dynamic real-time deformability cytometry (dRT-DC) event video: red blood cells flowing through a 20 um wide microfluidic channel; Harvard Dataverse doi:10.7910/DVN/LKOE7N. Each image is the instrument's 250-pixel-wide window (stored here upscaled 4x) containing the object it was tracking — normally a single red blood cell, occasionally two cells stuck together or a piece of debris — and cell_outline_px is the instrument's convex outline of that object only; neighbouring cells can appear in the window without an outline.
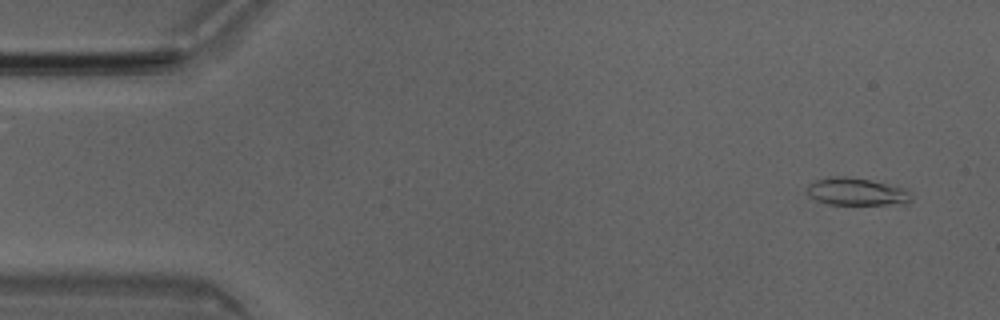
{"species": "Egyptian fruit bat (a non-hibernating species)", "species_latin": "Rousettus aegyptiacus", "temperature_condition": "room temperature", "stored_images_in_passage": 48, "camera_frame_rate_fps": 3000, "um_per_image_px": 0.085, "animal": {"sex": "male"}, "frame": {"image": 1, "passage_image": 1, "time_ms": 0.0, "image_size_px": [1000, 320], "cell_outline_px": [[912, 204], [828, 204], [816, 200], [808, 196], [808, 184], [812, 180], [832, 176], [848, 176], [868, 180], [904, 188], [912, 200]], "centroid_in_image_um": [72.76, 16.29], "position_along_channel_um": 12.2, "area_um2": 16.65}}
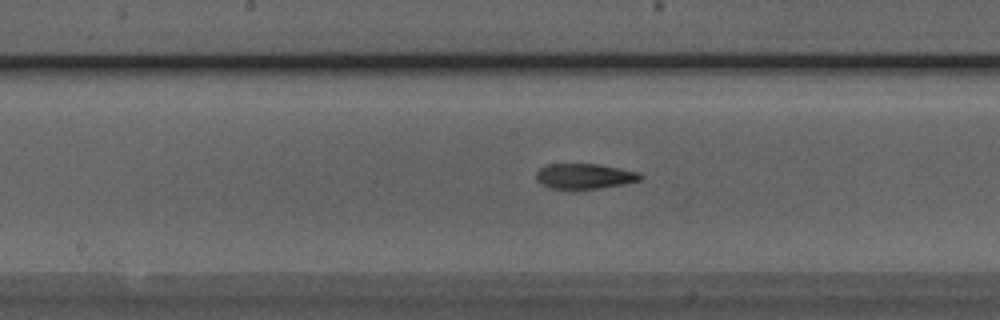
{"frame": {"image": 2, "passage_image": 23, "time_ms": 7.333, "image_size_px": [1000, 320], "cell_outline_px": [[644, 176], [640, 180], [624, 184], [576, 192], [568, 192], [548, 188], [540, 184], [536, 180], [536, 172], [540, 168], [548, 164], [596, 164], [640, 172]], "centroid_in_image_um": [49.63, 15.03], "position_along_channel_um": 198.6, "area_um2": 16.13}}
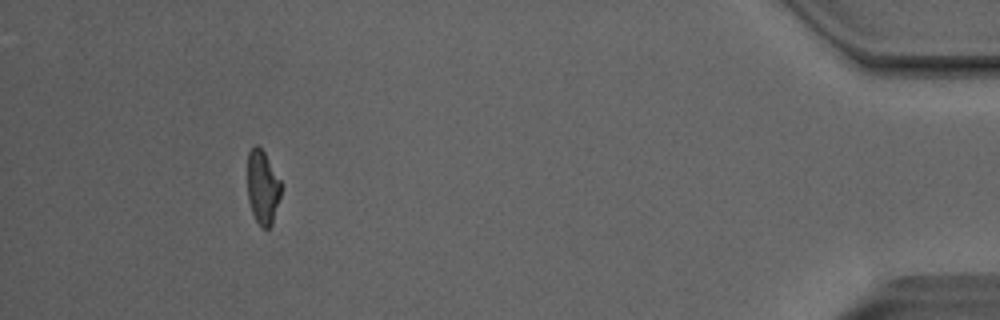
{"frame": {"image": 3, "passage_image": 44, "time_ms": 14.333, "image_size_px": [1000, 320], "cell_outline_px": [[280, 196], [272, 224], [268, 228], [260, 228], [252, 212], [248, 200], [248, 152], [256, 144], [264, 152], [280, 180]], "centroid_in_image_um": [22.31, 15.94], "position_along_channel_um": 412.9, "area_um2": 14.22}, "authors_computed_cell_mechanics": {"area_um2": 15.4615, "velocity_mm_per_s": 4.0596, "shape_relaxation_time_tau1_ms": 3.4873, "shape_relaxation_time_tau2_ms": 2.2679, "deformation_change_tau1": 0.1639, "deformation_change_tau2": 0.1007}}